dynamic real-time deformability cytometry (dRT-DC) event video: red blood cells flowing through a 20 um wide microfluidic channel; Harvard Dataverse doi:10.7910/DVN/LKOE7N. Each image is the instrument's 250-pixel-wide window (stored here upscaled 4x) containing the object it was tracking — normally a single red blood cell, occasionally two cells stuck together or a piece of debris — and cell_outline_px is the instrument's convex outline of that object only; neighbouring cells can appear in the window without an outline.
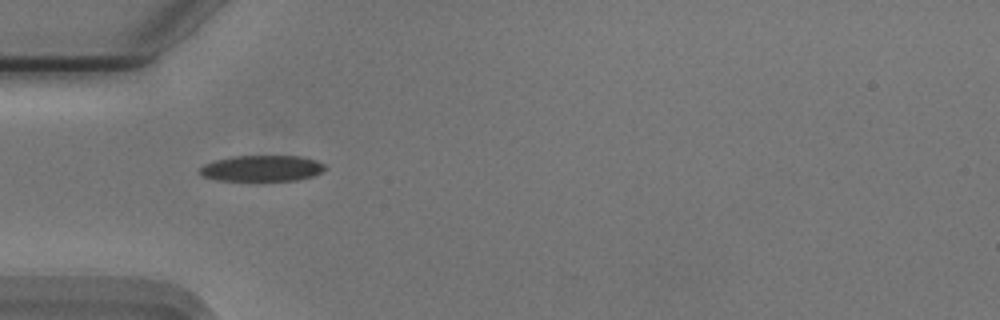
{"species": "Egyptian fruit bat (a non-hibernating species)", "species_latin": "Rousettus aegyptiacus", "temperature_condition": "cold", "stored_images_in_passage": 39, "camera_frame_rate_fps": 3000, "um_per_image_px": 0.085, "animal": {"sex": "male"}, "frame": {"image": 1, "passage_image": 1, "time_ms": 0.0, "image_size_px": [1000, 320], "cell_outline_px": [[328, 168], [312, 176], [296, 180], [216, 180], [204, 176], [200, 172], [200, 168], [204, 164], [216, 160], [232, 156], [300, 156], [316, 160], [324, 164]], "centroid_in_image_um": [22.28, 14.3], "position_along_channel_um": 62.7, "area_um2": 18.79}}
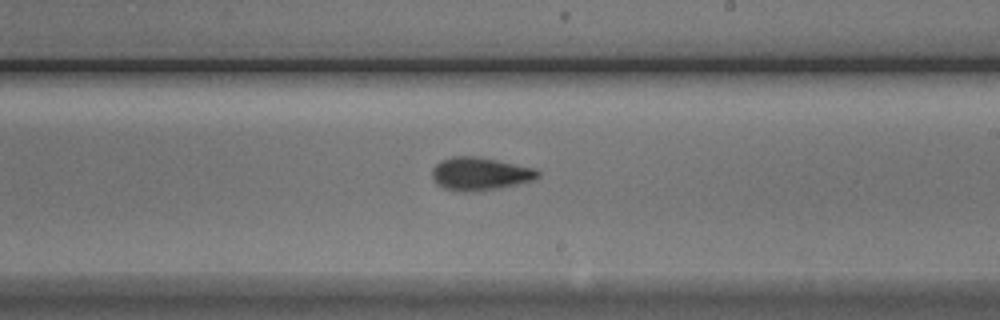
{"frame": {"image": 2, "passage_image": 16, "time_ms": 5.0, "image_size_px": [1000, 320], "cell_outline_px": [[540, 176], [532, 180], [500, 188], [464, 192], [444, 188], [436, 184], [432, 180], [432, 168], [440, 160], [452, 156], [476, 156], [536, 168], [540, 172]], "centroid_in_image_um": [40.77, 14.76], "position_along_channel_um": 248.2, "area_um2": 20.35}}
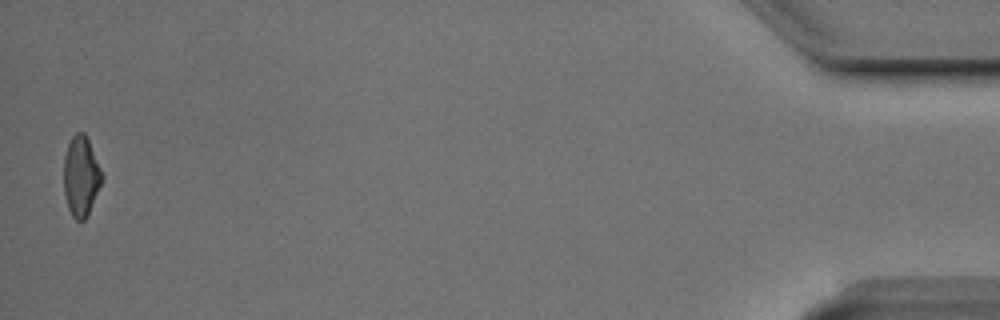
{"frame": {"image": 3, "passage_image": 38, "time_ms": 12.333, "image_size_px": [1000, 320], "cell_outline_px": [[104, 176], [88, 216], [80, 224], [72, 216], [68, 208], [64, 192], [64, 156], [68, 144], [72, 136], [76, 132], [84, 132], [88, 140]], "centroid_in_image_um": [6.88, 15.02], "position_along_channel_um": 428.3, "area_um2": 17.92}, "authors_computed_cell_mechanics": {"area_um2": 19.1896, "velocity_mm_per_s": 3.743, "shape_relaxation_time_tau1_ms": 3.8985, "shape_relaxation_time_tau2_ms": 3.3995, "deformation_change_tau1": 0.1268, "deformation_change_tau2": 0.0909}}